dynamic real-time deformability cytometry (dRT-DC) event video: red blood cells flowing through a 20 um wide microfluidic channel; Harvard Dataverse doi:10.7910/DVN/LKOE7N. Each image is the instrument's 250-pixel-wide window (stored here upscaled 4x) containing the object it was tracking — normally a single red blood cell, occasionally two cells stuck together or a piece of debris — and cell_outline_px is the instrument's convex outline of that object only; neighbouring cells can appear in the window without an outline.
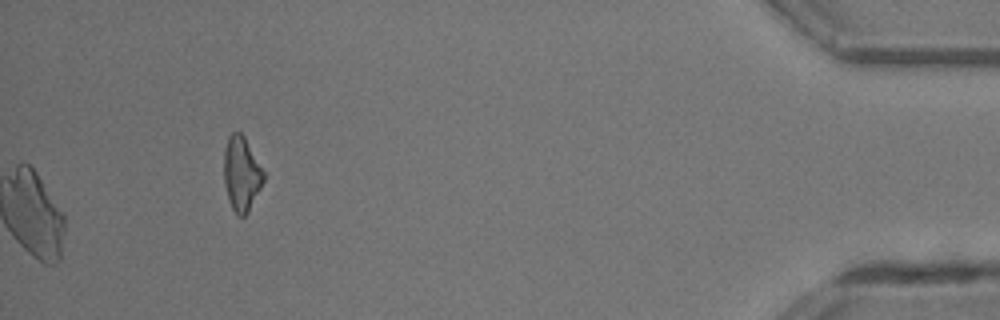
{"species": "common noctule bat (a hibernating species)", "species_latin": "Nyctalus noctula", "temperature_condition": "room temperature", "stored_images_in_passage": 41, "camera_frame_rate_fps": 3000, "um_per_image_px": 0.085, "animal": {"sex": "male", "body_mass_g": 13.3}, "frame": {"image": 1, "passage_image": 41, "time_ms": 13.333, "image_size_px": [1000, 320], "cell_outline_px": [[264, 180], [248, 212], [244, 216], [236, 216], [232, 208], [224, 184], [224, 148], [228, 136], [232, 132], [240, 132], [244, 136], [264, 172]], "centroid_in_image_um": [20.51, 14.76], "position_along_channel_um": 414.7, "area_um2": 17.05}}